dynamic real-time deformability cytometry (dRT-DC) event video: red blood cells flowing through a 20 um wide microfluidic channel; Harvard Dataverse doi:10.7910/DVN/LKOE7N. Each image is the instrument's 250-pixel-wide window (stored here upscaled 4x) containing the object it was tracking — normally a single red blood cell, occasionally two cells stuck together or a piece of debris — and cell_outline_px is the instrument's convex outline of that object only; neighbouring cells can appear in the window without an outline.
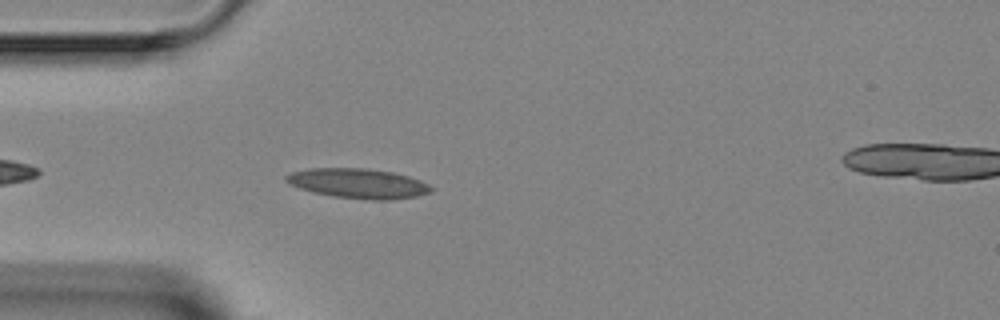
{"species": "Egyptian fruit bat (a non-hibernating species)", "species_latin": "Rousettus aegyptiacus", "temperature_condition": "room temperature", "stored_images_in_passage": 4, "camera_frame_rate_fps": 3000, "um_per_image_px": 0.085, "animal": {"sex": "female"}, "frame": {"image": 1, "passage_image": 3, "time_ms": 2.333, "image_size_px": [1000, 320], "cell_outline_px": [[436, 188], [432, 192], [416, 196], [388, 200], [372, 200], [336, 196], [312, 192], [300, 188], [284, 180], [284, 176], [292, 172], [308, 168], [364, 168], [392, 172], [408, 176], [420, 180]], "centroid_in_image_um": [30.47, 15.58], "position_along_channel_um": 54.5, "area_um2": 25.09}}